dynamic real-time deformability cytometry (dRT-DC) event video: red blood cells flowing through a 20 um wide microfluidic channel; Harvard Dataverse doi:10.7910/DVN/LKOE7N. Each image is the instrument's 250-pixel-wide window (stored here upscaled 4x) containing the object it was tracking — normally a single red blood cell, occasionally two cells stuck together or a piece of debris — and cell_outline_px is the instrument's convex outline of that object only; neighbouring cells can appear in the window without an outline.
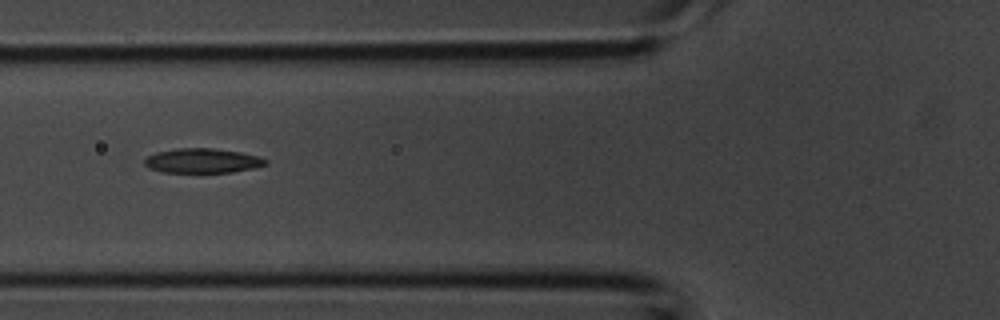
{"species": "common noctule bat (a hibernating species)", "species_latin": "Nyctalus noctula", "temperature_condition": "room temperature", "stored_images_in_passage": 2, "camera_frame_rate_fps": 3000, "um_per_image_px": 0.085, "animal": {"sex": "male", "body_mass_g": 20.1, "forearm_length_mm": 53.5}, "frame": {"image": 1, "passage_image": 2, "time_ms": 0.333, "image_size_px": [1000, 320], "cell_outline_px": [[268, 164], [256, 168], [232, 172], [160, 172], [148, 168], [144, 164], [144, 160], [148, 156], [156, 152], [180, 148], [212, 148], [240, 152], [260, 156], [268, 160]], "centroid_in_image_um": [17.24, 13.66], "position_along_channel_um": 108.6, "area_um2": 17.46}}